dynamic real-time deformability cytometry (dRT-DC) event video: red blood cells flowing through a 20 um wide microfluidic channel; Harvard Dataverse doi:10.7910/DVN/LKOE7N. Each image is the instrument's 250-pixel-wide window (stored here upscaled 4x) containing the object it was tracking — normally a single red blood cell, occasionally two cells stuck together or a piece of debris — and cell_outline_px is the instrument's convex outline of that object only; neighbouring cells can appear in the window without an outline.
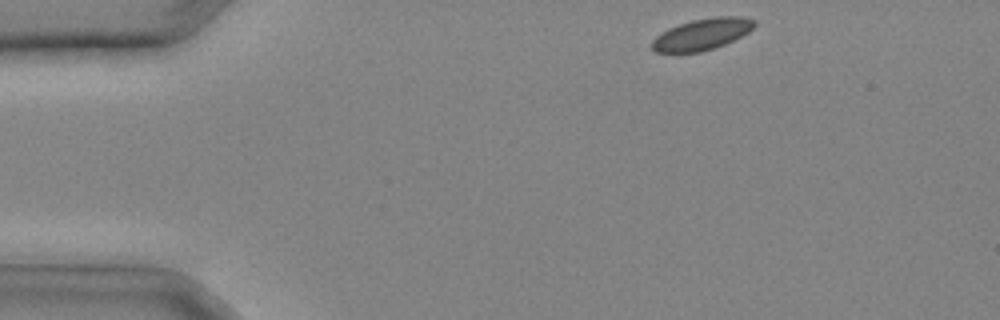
{"species": "common noctule bat (a hibernating species)", "species_latin": "Nyctalus noctula", "temperature_condition": "cold", "stored_images_in_passage": 24, "camera_frame_rate_fps": 3000, "um_per_image_px": 0.085, "animal": {"sex": "male", "body_mass_g": 20.4}, "frame": {"image": 1, "passage_image": 1, "time_ms": 0.0, "image_size_px": [1000, 320], "cell_outline_px": [[756, 24], [748, 32], [724, 44], [700, 52], [656, 52], [652, 48], [652, 40], [660, 32], [668, 28], [692, 20], [716, 16], [740, 16], [756, 20]], "centroid_in_image_um": [59.66, 2.9], "position_along_channel_um": 25.3, "area_um2": 18.55}}
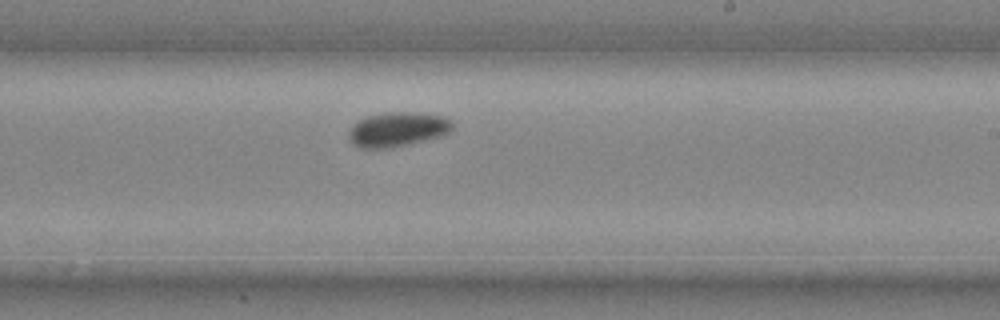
{"frame": {"image": 2, "passage_image": 16, "time_ms": 5.0, "image_size_px": [1000, 320], "cell_outline_px": [[452, 128], [448, 132], [440, 136], [388, 148], [360, 148], [352, 144], [348, 136], [348, 132], [360, 120], [368, 116], [384, 112], [408, 112], [440, 116], [448, 120], [452, 124]], "centroid_in_image_um": [33.73, 11.0], "position_along_channel_um": 255.3, "area_um2": 20.23}}
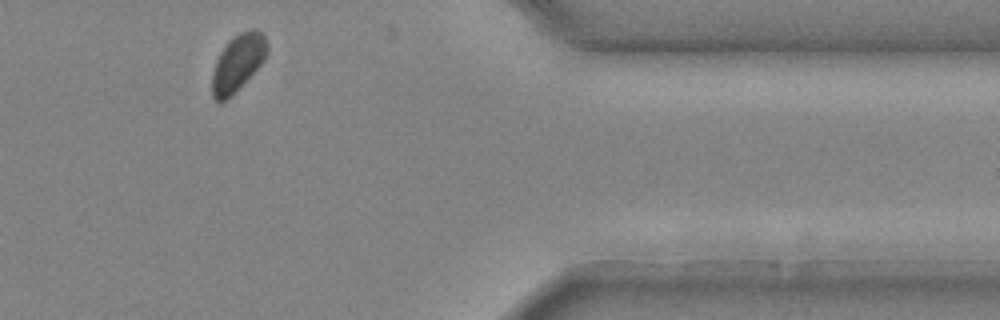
{"frame": {"image": 3, "passage_image": 24, "time_ms": 7.667, "image_size_px": [1000, 320], "cell_outline_px": [[268, 52], [264, 60], [224, 100], [216, 100], [212, 96], [212, 72], [216, 60], [220, 52], [228, 40], [240, 32], [252, 28], [256, 28], [264, 36], [268, 48]], "centroid_in_image_um": [20.2, 5.25], "position_along_channel_um": 391.2, "area_um2": 17.57}}